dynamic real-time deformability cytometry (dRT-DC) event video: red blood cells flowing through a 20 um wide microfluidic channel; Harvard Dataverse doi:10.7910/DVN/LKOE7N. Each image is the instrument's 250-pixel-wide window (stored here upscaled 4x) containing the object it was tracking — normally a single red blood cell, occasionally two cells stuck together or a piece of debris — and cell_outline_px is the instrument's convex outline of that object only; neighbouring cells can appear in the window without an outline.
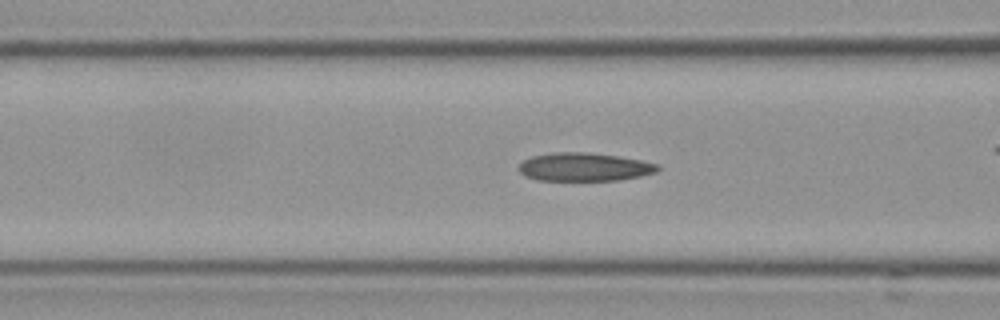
{"species": "Egyptian fruit bat (a non-hibernating species)", "species_latin": "Rousettus aegyptiacus", "temperature_condition": "cold", "stored_images_in_passage": 41, "camera_frame_rate_fps": 3000, "um_per_image_px": 0.085, "frame": {"image": 1, "passage_image": 7, "time_ms": 2.0, "image_size_px": [1000, 320], "cell_outline_px": [[660, 168], [656, 172], [640, 176], [616, 180], [536, 180], [524, 176], [516, 168], [524, 160], [532, 156], [556, 152], [588, 152], [620, 156], [660, 164]], "centroid_in_image_um": [49.65, 14.19], "position_along_channel_um": 116.9, "area_um2": 23.0}}
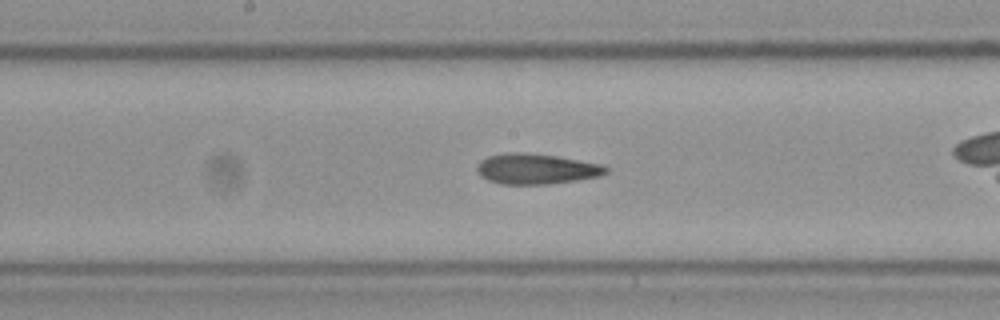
{"frame": {"image": 2, "passage_image": 14, "time_ms": 4.333, "image_size_px": [1000, 320], "cell_outline_px": [[612, 168], [608, 172], [600, 176], [576, 180], [548, 184], [500, 184], [488, 180], [480, 176], [476, 172], [476, 164], [480, 160], [488, 156], [508, 152], [524, 152], [556, 156], [600, 164]], "centroid_in_image_um": [45.55, 14.35], "position_along_channel_um": 202.6, "area_um2": 23.06}}
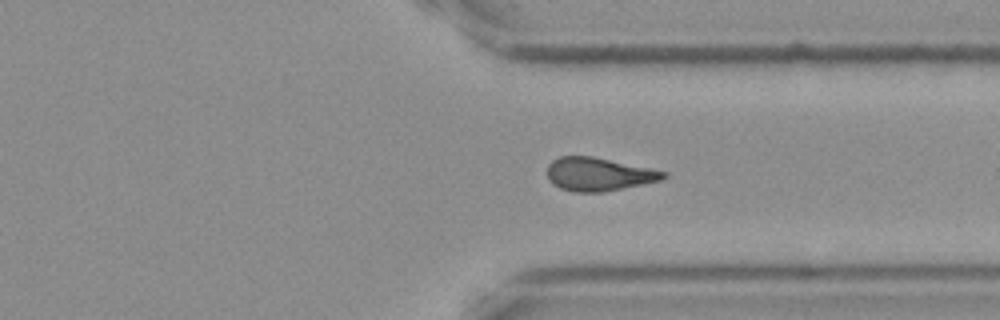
{"frame": {"image": 3, "passage_image": 27, "time_ms": 8.667, "image_size_px": [1000, 320], "cell_outline_px": [[668, 176], [660, 180], [600, 192], [576, 192], [560, 188], [552, 184], [548, 180], [548, 164], [552, 160], [560, 156], [592, 156], [668, 172]], "centroid_in_image_um": [50.84, 14.8], "position_along_channel_um": 360.6, "area_um2": 22.25}, "authors_computed_cell_mechanics": {"area_um2": 22.542, "velocity_mm_per_s": 3.6463, "shape_relaxation_time_tau1_ms": 8.7087, "shape_relaxation_time_tau2_ms": 5.409, "deformation_change_tau1": 0.1863, "deformation_change_tau2": 0.1422}}